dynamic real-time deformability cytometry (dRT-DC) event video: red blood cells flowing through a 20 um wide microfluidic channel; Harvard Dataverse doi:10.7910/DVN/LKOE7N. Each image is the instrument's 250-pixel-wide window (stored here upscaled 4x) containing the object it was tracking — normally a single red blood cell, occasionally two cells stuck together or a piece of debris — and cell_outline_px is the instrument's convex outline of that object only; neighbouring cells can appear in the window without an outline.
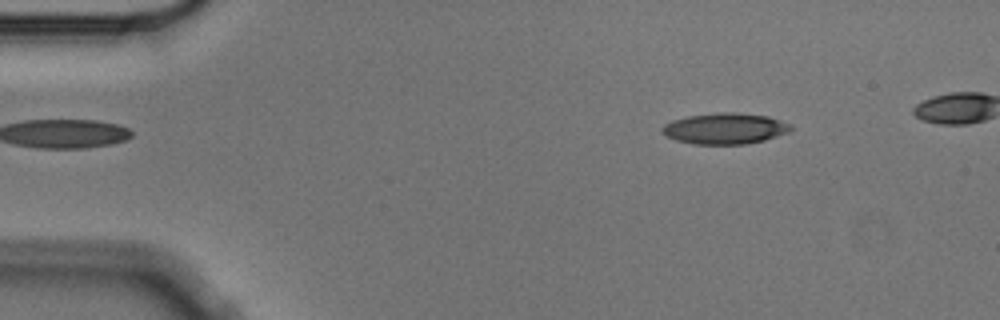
{"species": "Egyptian fruit bat (a non-hibernating species)", "species_latin": "Rousettus aegyptiacus", "temperature_condition": "cold", "stored_images_in_passage": 5, "camera_frame_rate_fps": 3000, "um_per_image_px": 0.085, "animal": {"sex": "male"}, "frame": {"image": 1, "passage_image": 2, "time_ms": 0.333, "image_size_px": [1000, 320], "cell_outline_px": [[796, 128], [788, 132], [764, 140], [744, 144], [692, 144], [676, 140], [664, 136], [660, 128], [664, 124], [672, 120], [688, 116], [720, 112], [736, 112], [768, 116], [792, 124]], "centroid_in_image_um": [61.62, 10.92], "position_along_channel_um": 23.4, "area_um2": 23.47}}